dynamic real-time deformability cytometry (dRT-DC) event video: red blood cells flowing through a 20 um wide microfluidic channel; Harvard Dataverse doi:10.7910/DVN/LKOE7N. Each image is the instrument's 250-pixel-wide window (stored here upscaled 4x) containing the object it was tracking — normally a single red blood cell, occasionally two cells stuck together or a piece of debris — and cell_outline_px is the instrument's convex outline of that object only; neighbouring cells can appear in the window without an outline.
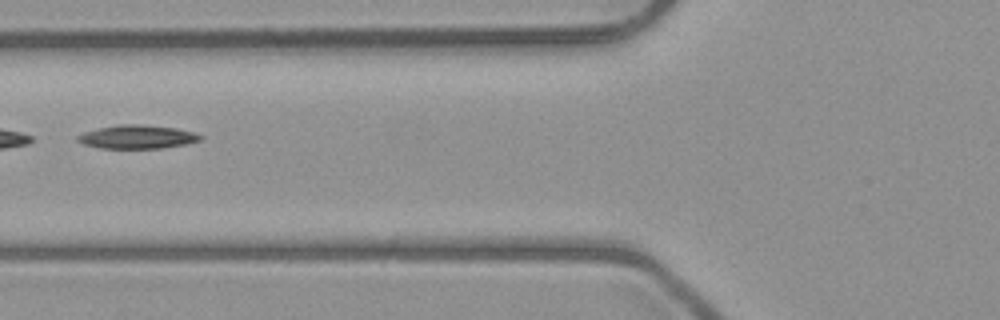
{"species": "common noctule bat (a hibernating species)", "species_latin": "Nyctalus noctula", "temperature_condition": "room temperature", "stored_images_in_passage": 7, "segment_of_instrument_passage": [2, 2], "camera_frame_rate_fps": 3000, "um_per_image_px": 0.085, "animal": {"sex": "male", "body_mass_g": 23.1, "forearm_length_mm": 52.7}, "frame": {"image": 1, "passage_image": 6, "time_ms": 5.667, "image_size_px": [1000, 320], "cell_outline_px": [[204, 136], [200, 140], [184, 144], [160, 148], [100, 148], [84, 144], [76, 140], [76, 136], [84, 132], [116, 124], [140, 124], [176, 128], [192, 132]], "centroid_in_image_um": [11.64, 11.63], "position_along_channel_um": 114.2, "area_um2": 16.7}}
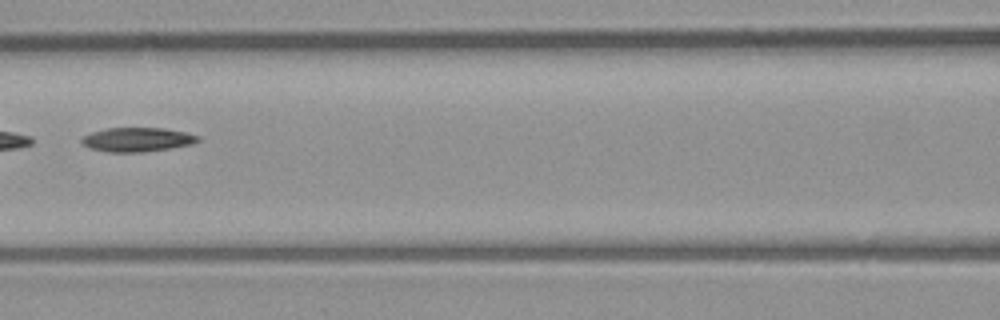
{"frame": {"image": 2, "passage_image": 7, "time_ms": 6.667, "image_size_px": [1000, 320], "cell_outline_px": [[200, 140], [192, 144], [144, 152], [108, 152], [88, 148], [80, 140], [84, 136], [92, 132], [108, 128], [164, 128], [184, 132], [200, 136]], "centroid_in_image_um": [11.66, 11.86], "position_along_channel_um": 154.9, "area_um2": 16.24}}